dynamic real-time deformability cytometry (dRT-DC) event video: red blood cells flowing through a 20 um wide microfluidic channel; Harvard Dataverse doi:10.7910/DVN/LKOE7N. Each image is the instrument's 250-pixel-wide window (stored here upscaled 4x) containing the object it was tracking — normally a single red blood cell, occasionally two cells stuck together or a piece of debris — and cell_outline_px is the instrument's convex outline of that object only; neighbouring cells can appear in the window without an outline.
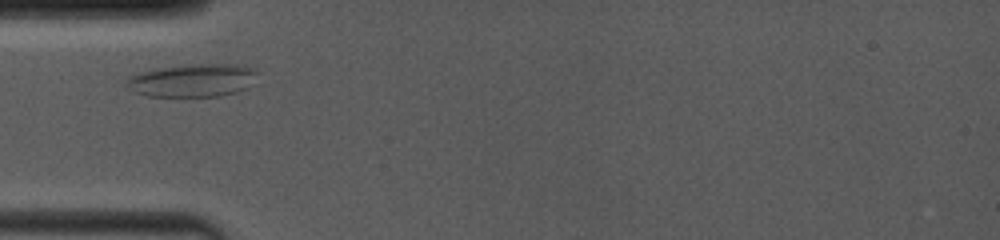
{"species": "common noctule bat (a hibernating species)", "species_latin": "Nyctalus noctula", "temperature_condition": "room temperature", "stored_images_in_passage": 41, "camera_frame_rate_fps": 4000, "um_per_image_px": 0.085, "animal": {"sex": "female", "body_mass_g": 19.0, "forearm_length_mm": 53.3}, "frame": {"image": 1, "passage_image": 1, "time_ms": 0.0, "image_size_px": [1000, 240], "cell_outline_px": [[256, 72], [244, 88], [236, 92], [220, 96], [148, 96], [136, 92], [128, 88], [124, 84], [128, 76], [140, 72], [156, 68], [188, 64], [236, 64], [252, 68]], "centroid_in_image_um": [16.26, 6.82], "position_along_channel_um": 68.7, "area_um2": 24.85}}
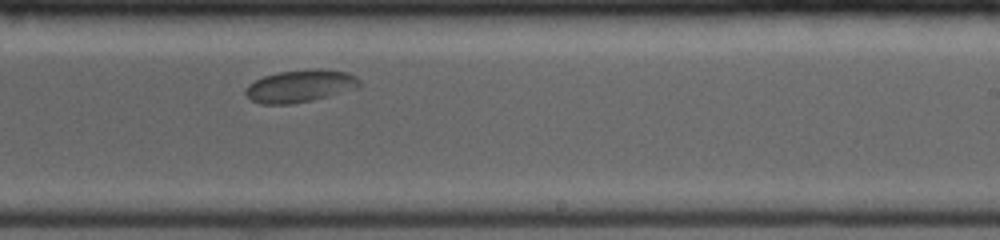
{"frame": {"image": 2, "passage_image": 24, "time_ms": 5.0, "image_size_px": [1000, 240], "cell_outline_px": [[360, 84], [356, 88], [328, 96], [312, 100], [288, 104], [260, 104], [252, 100], [244, 92], [248, 84], [264, 76], [280, 72], [316, 68], [320, 68], [348, 72], [356, 76], [360, 80]], "centroid_in_image_um": [25.52, 7.3], "position_along_channel_um": 263.5, "area_um2": 21.39}}
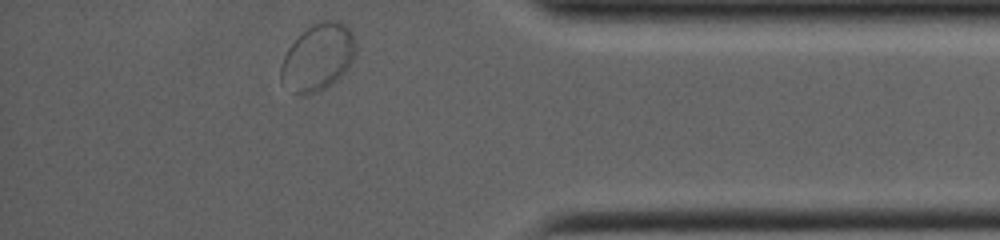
{"frame": {"image": 3, "passage_image": 41, "time_ms": 9.0, "image_size_px": [1000, 240], "cell_outline_px": [[356, 56], [348, 68], [336, 80], [320, 92], [300, 96], [292, 92], [280, 80], [280, 68], [284, 56], [288, 48], [308, 28], [324, 20], [340, 20], [352, 32], [356, 40]], "centroid_in_image_um": [27.05, 4.9], "position_along_channel_um": 408.2, "area_um2": 29.25}}